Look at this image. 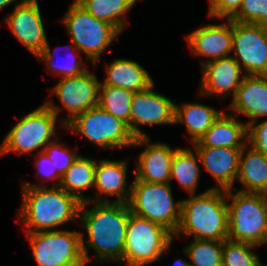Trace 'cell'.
Wrapping results in <instances>:
<instances>
[{"label": "cell", "mask_w": 267, "mask_h": 266, "mask_svg": "<svg viewBox=\"0 0 267 266\" xmlns=\"http://www.w3.org/2000/svg\"><path fill=\"white\" fill-rule=\"evenodd\" d=\"M227 24H208L191 32L187 42L192 52L208 57V61L230 56L233 44V20L227 19Z\"/></svg>", "instance_id": "16"}, {"label": "cell", "mask_w": 267, "mask_h": 266, "mask_svg": "<svg viewBox=\"0 0 267 266\" xmlns=\"http://www.w3.org/2000/svg\"><path fill=\"white\" fill-rule=\"evenodd\" d=\"M96 161L81 155L71 164L63 174L60 187L68 194L76 197L80 202L91 201L81 196L85 189L94 187Z\"/></svg>", "instance_id": "25"}, {"label": "cell", "mask_w": 267, "mask_h": 266, "mask_svg": "<svg viewBox=\"0 0 267 266\" xmlns=\"http://www.w3.org/2000/svg\"><path fill=\"white\" fill-rule=\"evenodd\" d=\"M254 247L250 243L224 240L222 266H257L259 257L250 251Z\"/></svg>", "instance_id": "30"}, {"label": "cell", "mask_w": 267, "mask_h": 266, "mask_svg": "<svg viewBox=\"0 0 267 266\" xmlns=\"http://www.w3.org/2000/svg\"><path fill=\"white\" fill-rule=\"evenodd\" d=\"M201 66L203 68L201 78L203 95L225 96L232 91L233 97L235 96L245 75L241 74L242 66L232 56L208 61Z\"/></svg>", "instance_id": "17"}, {"label": "cell", "mask_w": 267, "mask_h": 266, "mask_svg": "<svg viewBox=\"0 0 267 266\" xmlns=\"http://www.w3.org/2000/svg\"><path fill=\"white\" fill-rule=\"evenodd\" d=\"M55 139L49 143L42 151L47 155L56 167L57 172L63 176V174L70 168L71 164L77 159L78 154L70 152L69 150L61 147Z\"/></svg>", "instance_id": "33"}, {"label": "cell", "mask_w": 267, "mask_h": 266, "mask_svg": "<svg viewBox=\"0 0 267 266\" xmlns=\"http://www.w3.org/2000/svg\"><path fill=\"white\" fill-rule=\"evenodd\" d=\"M91 201L81 203L79 217L88 233L86 247L81 234V247L85 263H89L88 248L95 250L96 257L102 261L123 260L128 221L131 214L127 203L108 202L97 194L96 204L91 210L86 207Z\"/></svg>", "instance_id": "1"}, {"label": "cell", "mask_w": 267, "mask_h": 266, "mask_svg": "<svg viewBox=\"0 0 267 266\" xmlns=\"http://www.w3.org/2000/svg\"><path fill=\"white\" fill-rule=\"evenodd\" d=\"M230 19L267 26V0H242L239 10Z\"/></svg>", "instance_id": "32"}, {"label": "cell", "mask_w": 267, "mask_h": 266, "mask_svg": "<svg viewBox=\"0 0 267 266\" xmlns=\"http://www.w3.org/2000/svg\"><path fill=\"white\" fill-rule=\"evenodd\" d=\"M144 144H147V147L138 156L135 180L170 183L171 164L177 149L172 150L165 143L150 144L149 137L136 138L132 146Z\"/></svg>", "instance_id": "15"}, {"label": "cell", "mask_w": 267, "mask_h": 266, "mask_svg": "<svg viewBox=\"0 0 267 266\" xmlns=\"http://www.w3.org/2000/svg\"><path fill=\"white\" fill-rule=\"evenodd\" d=\"M247 143L267 157V120L247 126Z\"/></svg>", "instance_id": "34"}, {"label": "cell", "mask_w": 267, "mask_h": 266, "mask_svg": "<svg viewBox=\"0 0 267 266\" xmlns=\"http://www.w3.org/2000/svg\"><path fill=\"white\" fill-rule=\"evenodd\" d=\"M154 83L147 89L134 94L131 102L130 131L136 138L148 137L138 125L175 124V103L153 90Z\"/></svg>", "instance_id": "12"}, {"label": "cell", "mask_w": 267, "mask_h": 266, "mask_svg": "<svg viewBox=\"0 0 267 266\" xmlns=\"http://www.w3.org/2000/svg\"><path fill=\"white\" fill-rule=\"evenodd\" d=\"M11 32L35 56L47 43L37 0H21L5 19Z\"/></svg>", "instance_id": "14"}, {"label": "cell", "mask_w": 267, "mask_h": 266, "mask_svg": "<svg viewBox=\"0 0 267 266\" xmlns=\"http://www.w3.org/2000/svg\"><path fill=\"white\" fill-rule=\"evenodd\" d=\"M134 94L124 88L100 85L98 106L124 121L130 130L131 102Z\"/></svg>", "instance_id": "28"}, {"label": "cell", "mask_w": 267, "mask_h": 266, "mask_svg": "<svg viewBox=\"0 0 267 266\" xmlns=\"http://www.w3.org/2000/svg\"><path fill=\"white\" fill-rule=\"evenodd\" d=\"M235 116L236 114L222 113L193 146L244 148L247 141L240 139L247 138V126L237 121Z\"/></svg>", "instance_id": "20"}, {"label": "cell", "mask_w": 267, "mask_h": 266, "mask_svg": "<svg viewBox=\"0 0 267 266\" xmlns=\"http://www.w3.org/2000/svg\"><path fill=\"white\" fill-rule=\"evenodd\" d=\"M242 0H210L209 17L230 19L240 8Z\"/></svg>", "instance_id": "35"}, {"label": "cell", "mask_w": 267, "mask_h": 266, "mask_svg": "<svg viewBox=\"0 0 267 266\" xmlns=\"http://www.w3.org/2000/svg\"><path fill=\"white\" fill-rule=\"evenodd\" d=\"M100 82L88 70L76 77H65L52 89L63 106L71 114L61 119L66 126L70 121L89 108L98 105Z\"/></svg>", "instance_id": "13"}, {"label": "cell", "mask_w": 267, "mask_h": 266, "mask_svg": "<svg viewBox=\"0 0 267 266\" xmlns=\"http://www.w3.org/2000/svg\"><path fill=\"white\" fill-rule=\"evenodd\" d=\"M232 56L245 75H267V26L233 21Z\"/></svg>", "instance_id": "11"}, {"label": "cell", "mask_w": 267, "mask_h": 266, "mask_svg": "<svg viewBox=\"0 0 267 266\" xmlns=\"http://www.w3.org/2000/svg\"><path fill=\"white\" fill-rule=\"evenodd\" d=\"M247 145L241 150L239 156L237 178L246 187L240 192L267 194V157L252 146L244 155Z\"/></svg>", "instance_id": "23"}, {"label": "cell", "mask_w": 267, "mask_h": 266, "mask_svg": "<svg viewBox=\"0 0 267 266\" xmlns=\"http://www.w3.org/2000/svg\"><path fill=\"white\" fill-rule=\"evenodd\" d=\"M225 197L226 190L217 187L182 200L180 222L174 236L183 232L200 240L228 239L229 217Z\"/></svg>", "instance_id": "3"}, {"label": "cell", "mask_w": 267, "mask_h": 266, "mask_svg": "<svg viewBox=\"0 0 267 266\" xmlns=\"http://www.w3.org/2000/svg\"><path fill=\"white\" fill-rule=\"evenodd\" d=\"M226 197L232 199L228 204V239L256 246L267 244V194L238 191L233 195L229 189Z\"/></svg>", "instance_id": "4"}, {"label": "cell", "mask_w": 267, "mask_h": 266, "mask_svg": "<svg viewBox=\"0 0 267 266\" xmlns=\"http://www.w3.org/2000/svg\"><path fill=\"white\" fill-rule=\"evenodd\" d=\"M127 162L102 160L96 165L94 187L101 194L115 195V202L128 203L132 185H126Z\"/></svg>", "instance_id": "21"}, {"label": "cell", "mask_w": 267, "mask_h": 266, "mask_svg": "<svg viewBox=\"0 0 267 266\" xmlns=\"http://www.w3.org/2000/svg\"><path fill=\"white\" fill-rule=\"evenodd\" d=\"M73 45L74 44L68 46L67 48H69V49L71 48L73 51L77 50L76 53H78L79 50L77 49V47L75 45L74 46ZM55 53H56V50H55ZM55 55L51 54L50 47H49V44H48V41H47V43L45 44L44 50L39 52L36 55V58H38V59H40L42 61H45L47 63V66H48L49 70L56 71L55 72L56 74H58V75L61 74L64 78L65 77H76V76L82 75L83 73H85L87 71L86 67L85 68L81 67L82 60H79L77 62L76 61L77 60L76 57H74L73 55H72L73 57L70 58L71 61L65 62L66 64L55 63L53 61V56H55Z\"/></svg>", "instance_id": "31"}, {"label": "cell", "mask_w": 267, "mask_h": 266, "mask_svg": "<svg viewBox=\"0 0 267 266\" xmlns=\"http://www.w3.org/2000/svg\"><path fill=\"white\" fill-rule=\"evenodd\" d=\"M172 240L167 229L131 212L122 261L129 266L154 262L169 249Z\"/></svg>", "instance_id": "8"}, {"label": "cell", "mask_w": 267, "mask_h": 266, "mask_svg": "<svg viewBox=\"0 0 267 266\" xmlns=\"http://www.w3.org/2000/svg\"><path fill=\"white\" fill-rule=\"evenodd\" d=\"M128 201L130 211L146 218L173 236L180 222L182 201L174 203L170 183L134 180Z\"/></svg>", "instance_id": "5"}, {"label": "cell", "mask_w": 267, "mask_h": 266, "mask_svg": "<svg viewBox=\"0 0 267 266\" xmlns=\"http://www.w3.org/2000/svg\"><path fill=\"white\" fill-rule=\"evenodd\" d=\"M81 232L49 230L27 233L38 266H86Z\"/></svg>", "instance_id": "9"}, {"label": "cell", "mask_w": 267, "mask_h": 266, "mask_svg": "<svg viewBox=\"0 0 267 266\" xmlns=\"http://www.w3.org/2000/svg\"><path fill=\"white\" fill-rule=\"evenodd\" d=\"M96 19L106 21L120 32L125 27L124 17L137 0H76Z\"/></svg>", "instance_id": "26"}, {"label": "cell", "mask_w": 267, "mask_h": 266, "mask_svg": "<svg viewBox=\"0 0 267 266\" xmlns=\"http://www.w3.org/2000/svg\"><path fill=\"white\" fill-rule=\"evenodd\" d=\"M107 77L100 85L124 88L134 93L143 91L153 84L147 70L135 61L117 59L105 67Z\"/></svg>", "instance_id": "22"}, {"label": "cell", "mask_w": 267, "mask_h": 266, "mask_svg": "<svg viewBox=\"0 0 267 266\" xmlns=\"http://www.w3.org/2000/svg\"><path fill=\"white\" fill-rule=\"evenodd\" d=\"M257 266H267V265H263V264L259 263Z\"/></svg>", "instance_id": "39"}, {"label": "cell", "mask_w": 267, "mask_h": 266, "mask_svg": "<svg viewBox=\"0 0 267 266\" xmlns=\"http://www.w3.org/2000/svg\"><path fill=\"white\" fill-rule=\"evenodd\" d=\"M191 149L177 148L171 164L170 180L177 179L180 187L194 195L200 169Z\"/></svg>", "instance_id": "27"}, {"label": "cell", "mask_w": 267, "mask_h": 266, "mask_svg": "<svg viewBox=\"0 0 267 266\" xmlns=\"http://www.w3.org/2000/svg\"><path fill=\"white\" fill-rule=\"evenodd\" d=\"M60 109L50 100L25 115L6 135L0 146V156L12 151L26 154L41 146L45 149L53 142L51 137Z\"/></svg>", "instance_id": "6"}, {"label": "cell", "mask_w": 267, "mask_h": 266, "mask_svg": "<svg viewBox=\"0 0 267 266\" xmlns=\"http://www.w3.org/2000/svg\"><path fill=\"white\" fill-rule=\"evenodd\" d=\"M182 106L175 104L174 123L186 125L188 133L192 136V143L199 141L223 113L199 103H185Z\"/></svg>", "instance_id": "24"}, {"label": "cell", "mask_w": 267, "mask_h": 266, "mask_svg": "<svg viewBox=\"0 0 267 266\" xmlns=\"http://www.w3.org/2000/svg\"><path fill=\"white\" fill-rule=\"evenodd\" d=\"M200 162L214 177L221 190L232 189L239 172V156L243 148L194 147Z\"/></svg>", "instance_id": "18"}, {"label": "cell", "mask_w": 267, "mask_h": 266, "mask_svg": "<svg viewBox=\"0 0 267 266\" xmlns=\"http://www.w3.org/2000/svg\"><path fill=\"white\" fill-rule=\"evenodd\" d=\"M174 266H191V264L185 260L183 261L182 259H178L174 262Z\"/></svg>", "instance_id": "37"}, {"label": "cell", "mask_w": 267, "mask_h": 266, "mask_svg": "<svg viewBox=\"0 0 267 266\" xmlns=\"http://www.w3.org/2000/svg\"><path fill=\"white\" fill-rule=\"evenodd\" d=\"M16 0H0V9L6 7Z\"/></svg>", "instance_id": "38"}, {"label": "cell", "mask_w": 267, "mask_h": 266, "mask_svg": "<svg viewBox=\"0 0 267 266\" xmlns=\"http://www.w3.org/2000/svg\"><path fill=\"white\" fill-rule=\"evenodd\" d=\"M64 25L79 52H83L95 67L98 58L120 31L112 24L96 19L76 0L63 17Z\"/></svg>", "instance_id": "7"}, {"label": "cell", "mask_w": 267, "mask_h": 266, "mask_svg": "<svg viewBox=\"0 0 267 266\" xmlns=\"http://www.w3.org/2000/svg\"><path fill=\"white\" fill-rule=\"evenodd\" d=\"M38 152L39 155L36 159V164L38 168L37 174H44L43 176H45L46 179L58 178L59 181L54 186H59L61 183L62 176L57 172L56 167L54 166L53 162L49 160L47 155L42 150H39ZM46 166L48 167L46 168Z\"/></svg>", "instance_id": "36"}, {"label": "cell", "mask_w": 267, "mask_h": 266, "mask_svg": "<svg viewBox=\"0 0 267 266\" xmlns=\"http://www.w3.org/2000/svg\"><path fill=\"white\" fill-rule=\"evenodd\" d=\"M223 246L224 241L194 239L183 251L191 266H222Z\"/></svg>", "instance_id": "29"}, {"label": "cell", "mask_w": 267, "mask_h": 266, "mask_svg": "<svg viewBox=\"0 0 267 266\" xmlns=\"http://www.w3.org/2000/svg\"><path fill=\"white\" fill-rule=\"evenodd\" d=\"M66 128L80 133L102 148L132 146L135 141V137L124 121L98 105L75 117L66 125Z\"/></svg>", "instance_id": "10"}, {"label": "cell", "mask_w": 267, "mask_h": 266, "mask_svg": "<svg viewBox=\"0 0 267 266\" xmlns=\"http://www.w3.org/2000/svg\"><path fill=\"white\" fill-rule=\"evenodd\" d=\"M19 222L27 226L26 233L49 231L78 218L81 203L60 186L43 188L24 183Z\"/></svg>", "instance_id": "2"}, {"label": "cell", "mask_w": 267, "mask_h": 266, "mask_svg": "<svg viewBox=\"0 0 267 266\" xmlns=\"http://www.w3.org/2000/svg\"><path fill=\"white\" fill-rule=\"evenodd\" d=\"M229 108L251 118L246 126L267 116V75H245Z\"/></svg>", "instance_id": "19"}]
</instances>
